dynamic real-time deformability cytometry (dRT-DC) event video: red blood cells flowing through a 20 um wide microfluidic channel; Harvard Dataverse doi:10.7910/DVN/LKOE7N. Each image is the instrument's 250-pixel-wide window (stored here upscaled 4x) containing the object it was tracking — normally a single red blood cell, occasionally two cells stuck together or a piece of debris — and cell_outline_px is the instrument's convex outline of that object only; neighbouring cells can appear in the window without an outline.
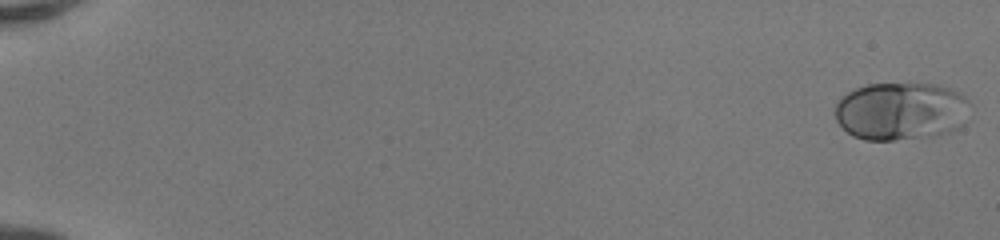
{"species": "human", "species_latin": "Homo sapiens", "temperature_condition": "room temperature", "stored_images_in_passage": 51, "camera_frame_rate_fps": 3000, "um_per_image_px": 0.085, "donor": {"sex": "female"}, "frame": {"image": 1, "passage_image": 1, "time_ms": 0.0, "image_size_px": [1000, 240], "cell_outline_px": [[972, 104], [960, 124], [956, 128], [948, 132], [936, 136], [896, 140], [864, 140], [852, 136], [836, 120], [836, 104], [848, 92], [856, 88], [868, 84], [936, 84], [948, 88], [964, 96]], "centroid_in_image_um": [76.57, 9.46], "position_along_channel_um": 8.4, "area_um2": 45.37}}
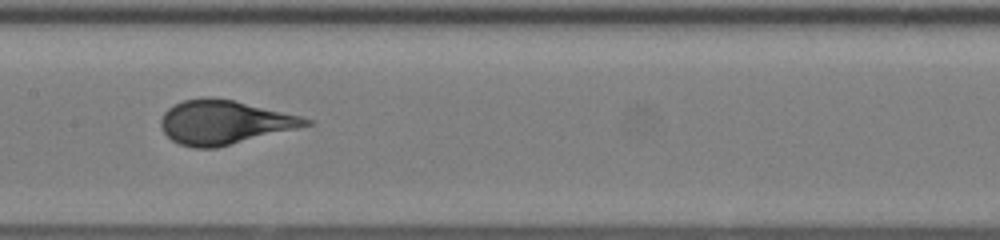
{"frame": {"image": 2, "passage_image": 28, "time_ms": 9.0, "image_size_px": [1000, 240], "cell_outline_px": [[316, 124], [216, 148], [196, 148], [180, 144], [172, 140], [164, 132], [160, 124], [160, 120], [164, 112], [168, 108], [184, 100], [208, 96], [232, 100], [304, 116], [316, 120]], "centroid_in_image_um": [19.13, 10.39], "position_along_channel_um": 188.3, "area_um2": 37.34}}
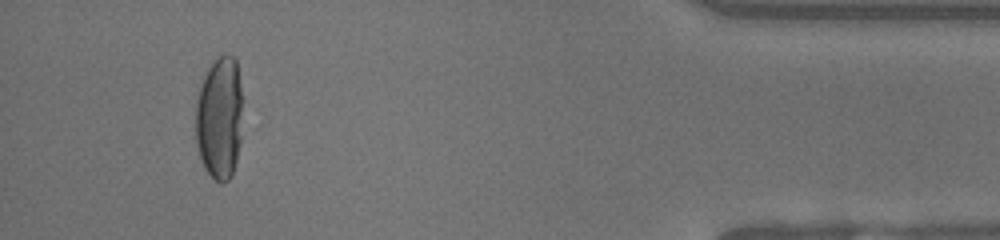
{"frame": {"image": 3, "passage_image": 48, "time_ms": 15.667, "image_size_px": [1000, 240], "cell_outline_px": [[244, 96], [240, 140], [236, 160], [232, 176], [224, 184], [220, 184], [204, 168], [196, 144], [196, 100], [200, 84], [208, 68], [224, 52], [232, 56], [236, 60]], "centroid_in_image_um": [18.68, 10.0], "position_along_channel_um": 416.5, "area_um2": 34.39}, "authors_computed_cell_mechanics": {"area_um2": 37.8012, "velocity_mm_per_s": 4.1702, "shape_relaxation_time_tau1_ms": 5.7883, "shape_relaxation_time_tau2_ms": null, "deformation_change_tau1": 0.2564, "deformation_change_tau2": null}}